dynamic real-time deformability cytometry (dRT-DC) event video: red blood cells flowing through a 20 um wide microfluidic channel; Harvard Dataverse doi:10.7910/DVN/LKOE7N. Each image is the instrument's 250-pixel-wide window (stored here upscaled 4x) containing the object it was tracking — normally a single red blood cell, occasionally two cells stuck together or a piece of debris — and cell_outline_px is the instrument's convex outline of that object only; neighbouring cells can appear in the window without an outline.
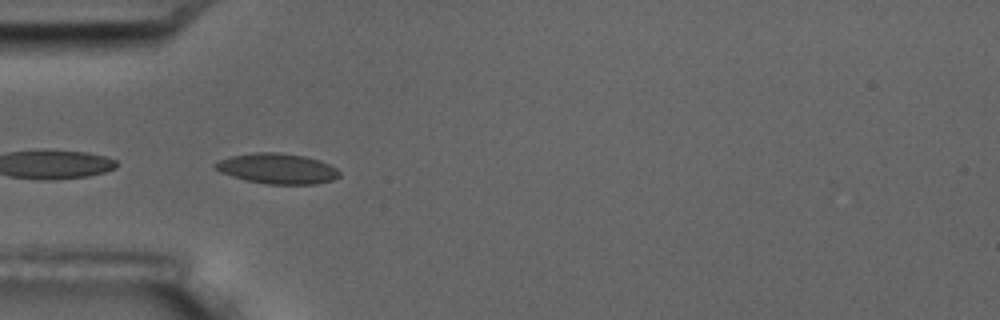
{"species": "common noctule bat (a hibernating species)", "species_latin": "Nyctalus noctula", "temperature_condition": "room temperature", "stored_images_in_passage": 2, "camera_frame_rate_fps": 3000, "um_per_image_px": 0.085, "animal": {"sex": "male", "body_mass_g": 17.5, "forearm_length_mm": 52.3}, "frame": {"image": 1, "passage_image": 1, "time_ms": 0.0, "image_size_px": [1000, 320], "cell_outline_px": [[340, 176], [332, 180], [316, 184], [268, 184], [244, 180], [220, 172], [212, 164], [216, 160], [228, 156], [252, 152], [280, 152], [304, 156], [320, 160], [336, 168], [340, 172]], "centroid_in_image_um": [23.53, 14.32], "position_along_channel_um": 61.5, "area_um2": 22.25}}